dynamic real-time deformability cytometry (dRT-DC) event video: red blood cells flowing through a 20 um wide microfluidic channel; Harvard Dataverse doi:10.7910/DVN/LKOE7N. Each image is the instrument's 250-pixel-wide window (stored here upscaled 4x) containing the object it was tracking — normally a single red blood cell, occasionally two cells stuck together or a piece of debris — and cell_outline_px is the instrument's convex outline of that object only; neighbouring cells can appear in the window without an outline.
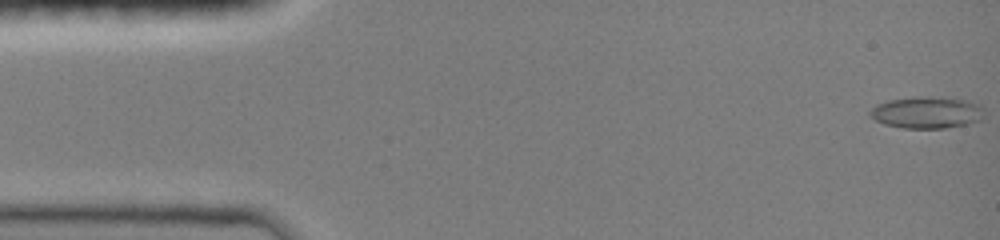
{"species": "common noctule bat (a hibernating species)", "species_latin": "Nyctalus noctula", "temperature_condition": "room temperature", "stored_images_in_passage": 6, "camera_frame_rate_fps": 3000, "um_per_image_px": 0.085, "animal": {"sex": "female", "body_mass_g": 19.0, "forearm_length_mm": 51.5}, "frame": {"image": 1, "passage_image": 1, "time_ms": 0.0, "image_size_px": [1000, 240], "cell_outline_px": [[980, 120], [968, 124], [944, 128], [904, 128], [884, 124], [876, 120], [868, 112], [876, 104], [888, 100], [912, 96], [920, 96], [964, 100], [980, 104]], "centroid_in_image_um": [78.71, 9.56], "position_along_channel_um": 6.3, "area_um2": 20.81}}